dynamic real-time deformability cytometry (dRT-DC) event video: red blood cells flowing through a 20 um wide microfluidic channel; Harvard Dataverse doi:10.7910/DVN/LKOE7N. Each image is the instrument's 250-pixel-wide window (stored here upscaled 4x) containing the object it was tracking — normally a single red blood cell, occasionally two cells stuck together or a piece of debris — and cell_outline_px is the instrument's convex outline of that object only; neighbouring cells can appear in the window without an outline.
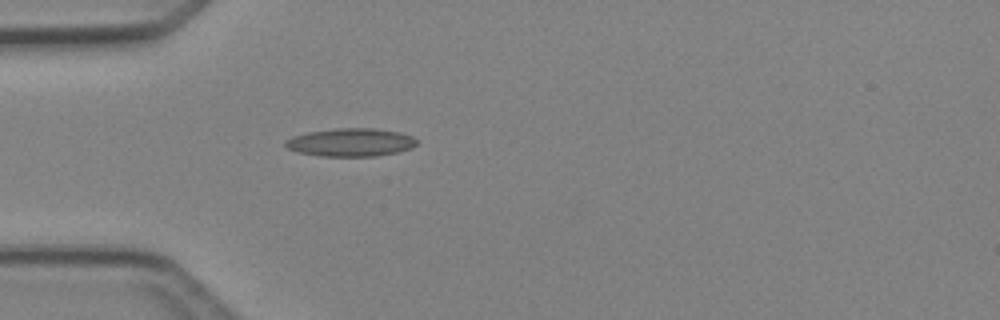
{"species": "Egyptian fruit bat (a non-hibernating species)", "species_latin": "Rousettus aegyptiacus", "temperature_condition": "cold", "stored_images_in_passage": 1, "camera_frame_rate_fps": 3000, "um_per_image_px": 0.085, "animal": {"sex": "female"}, "frame": {"image": 1, "passage_image": 1, "time_ms": 0.0, "image_size_px": [1000, 320], "cell_outline_px": [[416, 144], [412, 148], [396, 152], [376, 156], [320, 156], [300, 152], [288, 148], [284, 144], [284, 140], [292, 136], [308, 132], [336, 128], [372, 128], [400, 132], [412, 136], [416, 140]], "centroid_in_image_um": [29.8, 12.09], "position_along_channel_um": 55.2, "area_um2": 21.44}}